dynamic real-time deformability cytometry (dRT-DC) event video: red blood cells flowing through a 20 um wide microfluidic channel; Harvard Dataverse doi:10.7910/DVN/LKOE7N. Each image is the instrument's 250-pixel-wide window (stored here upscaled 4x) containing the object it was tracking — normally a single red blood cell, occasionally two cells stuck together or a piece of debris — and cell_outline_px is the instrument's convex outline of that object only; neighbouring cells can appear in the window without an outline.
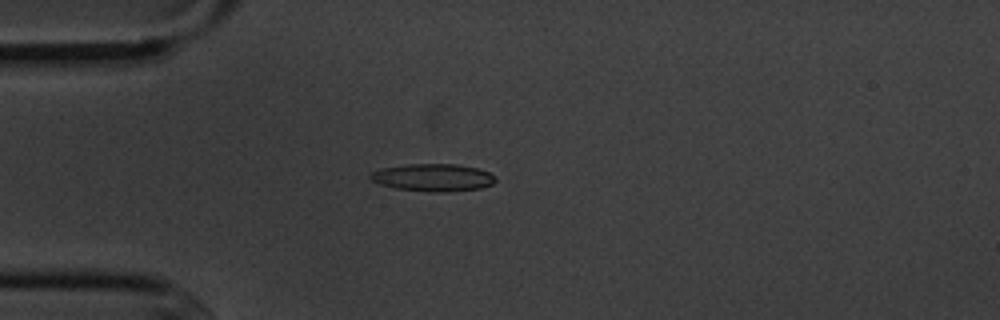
{"species": "common noctule bat (a hibernating species)", "species_latin": "Nyctalus noctula", "temperature_condition": "cold", "stored_images_in_passage": 3, "camera_frame_rate_fps": 3000, "um_per_image_px": 0.085, "animal": {"sex": "male", "body_mass_g": 20.1, "forearm_length_mm": 53.5}, "frame": {"image": 1, "passage_image": 2, "time_ms": 1.333, "image_size_px": [1000, 320], "cell_outline_px": [[496, 180], [492, 184], [480, 188], [444, 192], [436, 192], [396, 188], [380, 184], [372, 180], [368, 176], [372, 172], [384, 168], [408, 164], [456, 164], [476, 168], [488, 172], [496, 176]], "centroid_in_image_um": [36.83, 15.08], "position_along_channel_um": 48.2, "area_um2": 19.77}}